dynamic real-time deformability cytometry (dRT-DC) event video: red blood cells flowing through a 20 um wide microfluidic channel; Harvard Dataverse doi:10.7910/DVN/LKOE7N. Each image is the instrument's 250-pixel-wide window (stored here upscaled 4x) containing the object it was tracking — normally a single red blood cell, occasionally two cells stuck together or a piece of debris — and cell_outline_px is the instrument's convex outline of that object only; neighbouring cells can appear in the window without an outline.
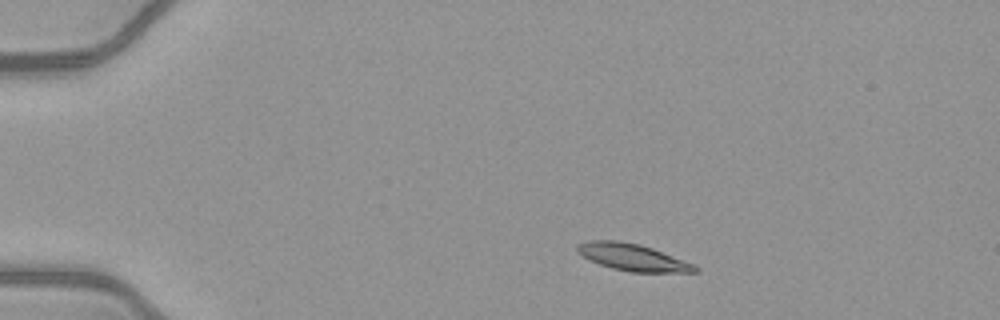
{"species": "common noctule bat (a hibernating species)", "species_latin": "Nyctalus noctula", "temperature_condition": "warm", "stored_images_in_passage": 43, "camera_frame_rate_fps": 3000, "um_per_image_px": 0.085, "animal": {"sex": "female", "body_mass_g": 21.9}, "frame": {"image": 1, "passage_image": 1, "time_ms": 0.0, "image_size_px": [1000, 320], "cell_outline_px": [[700, 268], [696, 272], [632, 272], [612, 268], [600, 264], [576, 252], [576, 244], [588, 240], [616, 240], [640, 244], [652, 248], [696, 264]], "centroid_in_image_um": [53.8, 21.86], "position_along_channel_um": 31.2, "area_um2": 18.5}}
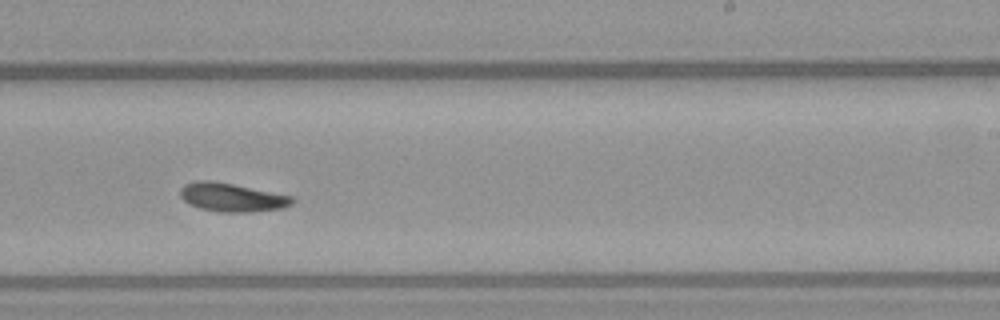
{"frame": {"image": 2, "passage_image": 24, "time_ms": 7.667, "image_size_px": [1000, 320], "cell_outline_px": [[296, 200], [292, 204], [284, 208], [248, 212], [220, 212], [200, 208], [188, 204], [180, 196], [180, 188], [184, 184], [196, 180], [212, 180], [292, 196]], "centroid_in_image_um": [19.69, 16.77], "position_along_channel_um": 269.3, "area_um2": 18.67}}
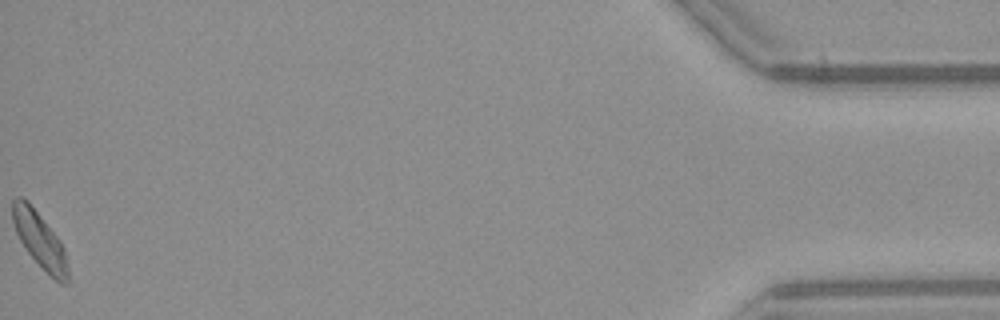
{"frame": {"image": 3, "passage_image": 43, "time_ms": 14.0, "image_size_px": [1000, 320], "cell_outline_px": [[68, 284], [60, 284], [28, 252], [20, 240], [16, 232], [12, 220], [12, 200], [16, 196], [20, 196], [28, 200], [60, 240], [64, 248], [68, 268]], "centroid_in_image_um": [3.37, 20.35], "position_along_channel_um": 431.8, "area_um2": 17.74}, "authors_computed_cell_mechanics": {"area_um2": 18.0914, "velocity_mm_per_s": 4.0521, "shape_relaxation_time_tau1_ms": 4.3651, "shape_relaxation_time_tau2_ms": 3.2359, "deformation_change_tau1": 0.1364, "deformation_change_tau2": 0.0846}}